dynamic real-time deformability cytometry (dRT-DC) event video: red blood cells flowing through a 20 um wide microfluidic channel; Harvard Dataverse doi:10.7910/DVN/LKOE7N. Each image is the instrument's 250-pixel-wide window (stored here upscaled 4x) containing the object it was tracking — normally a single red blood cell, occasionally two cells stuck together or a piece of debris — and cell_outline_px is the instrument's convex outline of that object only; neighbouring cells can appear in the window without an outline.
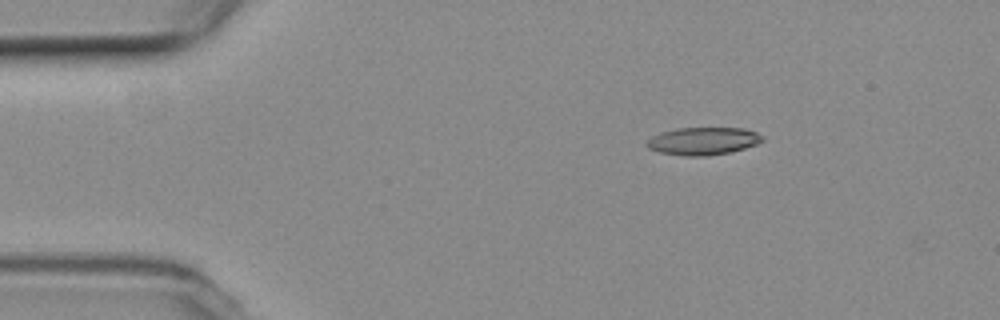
{"species": "common noctule bat (a hibernating species)", "species_latin": "Nyctalus noctula", "temperature_condition": "room temperature", "stored_images_in_passage": 4, "camera_frame_rate_fps": 3000, "um_per_image_px": 0.085, "animal": {"sex": "female", "body_mass_g": 19.3, "forearm_length_mm": 54.1}, "frame": {"image": 1, "passage_image": 2, "time_ms": 0.333, "image_size_px": [1000, 320], "cell_outline_px": [[764, 140], [756, 144], [744, 148], [728, 152], [708, 156], [684, 156], [660, 152], [648, 148], [644, 144], [652, 136], [676, 128], [744, 128], [756, 132], [764, 136]], "centroid_in_image_um": [59.77, 11.99], "position_along_channel_um": 25.2, "area_um2": 18.55}}